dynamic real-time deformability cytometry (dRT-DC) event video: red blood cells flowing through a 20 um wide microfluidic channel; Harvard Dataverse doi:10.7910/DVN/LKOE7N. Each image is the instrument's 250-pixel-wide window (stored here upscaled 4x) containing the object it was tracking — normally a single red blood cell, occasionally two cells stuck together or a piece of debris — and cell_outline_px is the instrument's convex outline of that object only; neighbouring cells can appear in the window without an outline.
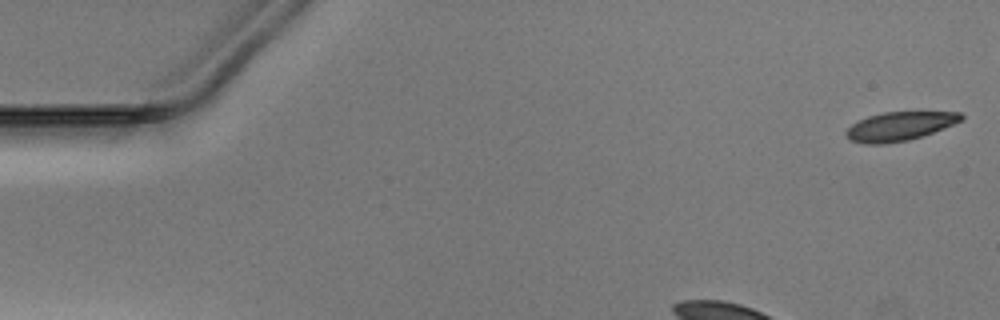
{"species": "Egyptian fruit bat (a non-hibernating species)", "species_latin": "Rousettus aegyptiacus", "temperature_condition": "warm", "stored_images_in_passage": 34, "camera_frame_rate_fps": 3000, "um_per_image_px": 0.085, "animal": {"sex": "male"}, "frame": {"image": 1, "passage_image": 1, "time_ms": 0.0, "image_size_px": [1000, 320], "cell_outline_px": [[964, 120], [944, 128], [908, 140], [884, 144], [864, 144], [852, 140], [844, 132], [852, 124], [868, 116], [884, 112], [960, 112], [964, 116]], "centroid_in_image_um": [76.49, 10.73], "position_along_channel_um": 8.5, "area_um2": 19.13}}
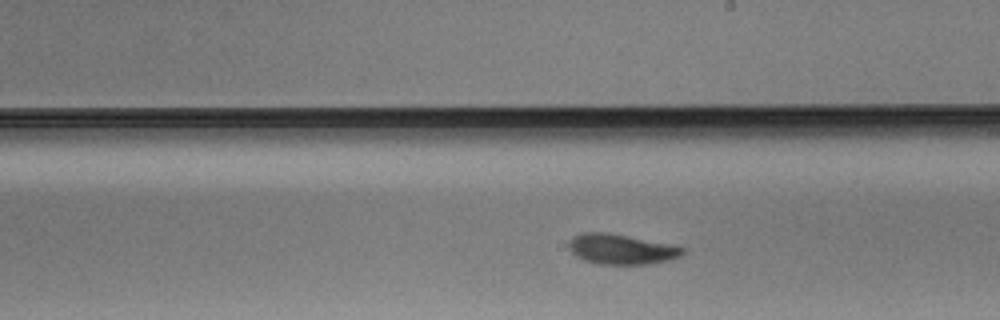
{"frame": {"image": 2, "passage_image": 23, "time_ms": 7.333, "image_size_px": [1000, 320], "cell_outline_px": [[684, 252], [680, 256], [672, 260], [652, 264], [600, 264], [584, 260], [576, 256], [568, 248], [568, 240], [572, 236], [580, 232], [608, 232], [676, 244], [684, 248]], "centroid_in_image_um": [52.83, 21.16], "position_along_channel_um": 236.2, "area_um2": 20.58}}
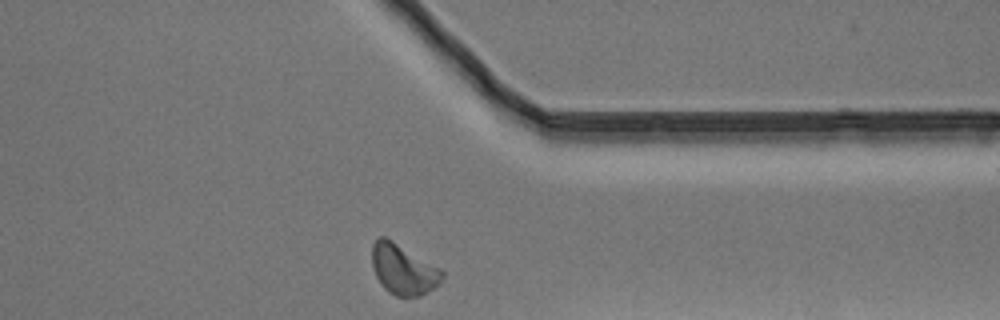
{"frame": {"image": 3, "passage_image": 34, "time_ms": 11.0, "image_size_px": [1000, 320], "cell_outline_px": [[444, 276], [440, 284], [436, 288], [420, 296], [396, 296], [388, 292], [380, 284], [372, 268], [372, 244], [380, 236], [384, 236], [392, 240], [440, 268], [444, 272]], "centroid_in_image_um": [34.28, 22.92], "position_along_channel_um": 377.1, "area_um2": 20.69}}